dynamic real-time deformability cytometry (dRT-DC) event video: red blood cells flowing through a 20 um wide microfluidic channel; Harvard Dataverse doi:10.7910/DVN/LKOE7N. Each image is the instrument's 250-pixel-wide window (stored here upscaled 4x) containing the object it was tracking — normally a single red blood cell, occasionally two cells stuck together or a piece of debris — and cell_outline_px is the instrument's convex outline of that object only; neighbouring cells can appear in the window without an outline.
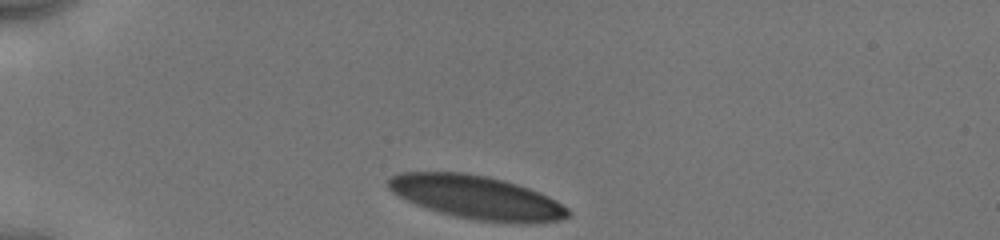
{"species": "human", "species_latin": "Homo sapiens", "temperature_condition": "cold", "stored_images_in_passage": 32, "camera_frame_rate_fps": 3000, "um_per_image_px": 0.085, "donor": {"sex": "male"}, "frame": {"image": 1, "passage_image": 1, "time_ms": 0.0, "image_size_px": [1000, 240], "cell_outline_px": [[572, 212], [568, 216], [560, 220], [528, 224], [516, 224], [476, 220], [456, 216], [440, 212], [416, 204], [392, 192], [388, 188], [388, 180], [392, 176], [400, 172], [460, 172], [488, 176], [504, 180], [528, 188], [548, 196], [556, 200], [568, 208]], "centroid_in_image_um": [40.56, 16.78], "position_along_channel_um": 44.4, "area_um2": 45.43}}
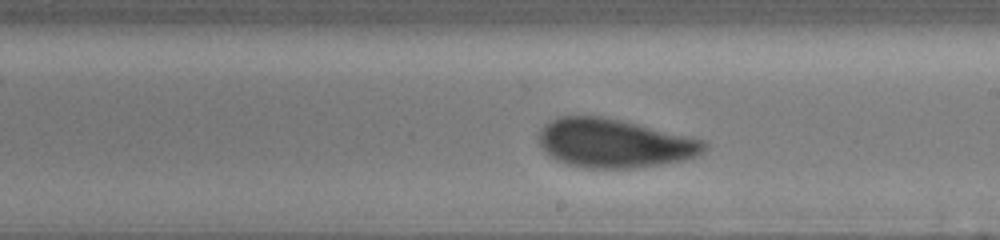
{"frame": {"image": 2, "passage_image": 19, "time_ms": 6.0, "image_size_px": [1000, 240], "cell_outline_px": [[708, 148], [696, 156], [684, 160], [636, 168], [588, 168], [568, 164], [556, 160], [544, 152], [536, 136], [540, 128], [548, 120], [560, 116], [600, 116], [620, 120], [704, 140], [708, 144]], "centroid_in_image_um": [52.15, 12.17], "position_along_channel_um": 236.8, "area_um2": 47.11}}
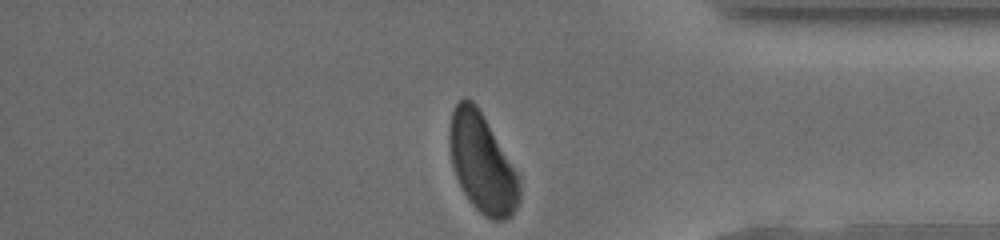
{"frame": {"image": 3, "passage_image": 32, "time_ms": 10.333, "image_size_px": [1000, 240], "cell_outline_px": [[520, 200], [512, 216], [504, 220], [492, 220], [484, 216], [468, 200], [456, 176], [452, 164], [448, 144], [448, 132], [452, 112], [456, 104], [464, 96], [472, 100], [476, 104], [520, 176]], "centroid_in_image_um": [40.98, 13.88], "position_along_channel_um": 394.2, "area_um2": 40.46}, "authors_computed_cell_mechanics": {"area_um2": 46.9914, "velocity_mm_per_s": 3.9231, "shape_relaxation_time_tau1_ms": 3.5389, "shape_relaxation_time_tau2_ms": null, "deformation_change_tau1": 0.1357, "deformation_change_tau2": null}}